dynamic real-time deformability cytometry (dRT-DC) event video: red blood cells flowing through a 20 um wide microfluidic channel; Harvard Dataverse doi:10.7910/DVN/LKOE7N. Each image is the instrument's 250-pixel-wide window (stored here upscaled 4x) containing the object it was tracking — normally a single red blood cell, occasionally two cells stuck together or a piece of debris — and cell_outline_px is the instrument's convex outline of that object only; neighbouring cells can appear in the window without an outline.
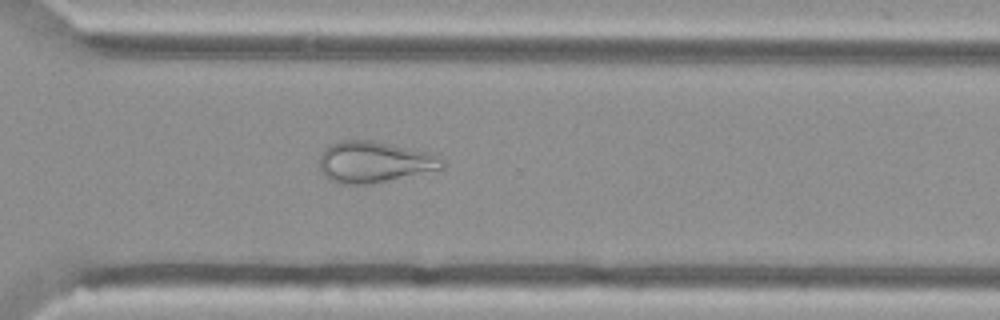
{"species": "Egyptian fruit bat (a non-hibernating species)", "species_latin": "Rousettus aegyptiacus", "temperature_condition": "cold", "stored_images_in_passage": 39, "camera_frame_rate_fps": 3000, "um_per_image_px": 0.085, "animal": {"sex": "female"}, "frame": {"image": 1, "passage_image": 24, "time_ms": 7.667, "image_size_px": [1000, 320], "cell_outline_px": [[444, 168], [372, 184], [336, 184], [328, 180], [324, 176], [320, 168], [320, 156], [328, 144], [340, 140], [372, 140], [432, 152], [440, 156], [444, 160]], "centroid_in_image_um": [31.81, 13.76], "position_along_channel_um": 338.8, "area_um2": 29.94}}
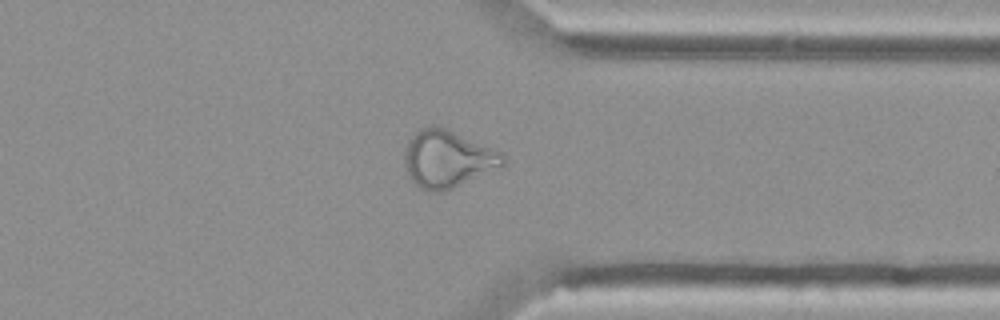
{"frame": {"image": 2, "passage_image": 27, "time_ms": 8.667, "image_size_px": [1000, 320], "cell_outline_px": [[504, 164], [500, 168], [444, 192], [428, 192], [420, 188], [412, 180], [404, 164], [404, 148], [408, 140], [420, 128], [444, 128], [500, 152], [504, 156]], "centroid_in_image_um": [38.02, 13.56], "position_along_channel_um": 373.4, "area_um2": 32.31}}